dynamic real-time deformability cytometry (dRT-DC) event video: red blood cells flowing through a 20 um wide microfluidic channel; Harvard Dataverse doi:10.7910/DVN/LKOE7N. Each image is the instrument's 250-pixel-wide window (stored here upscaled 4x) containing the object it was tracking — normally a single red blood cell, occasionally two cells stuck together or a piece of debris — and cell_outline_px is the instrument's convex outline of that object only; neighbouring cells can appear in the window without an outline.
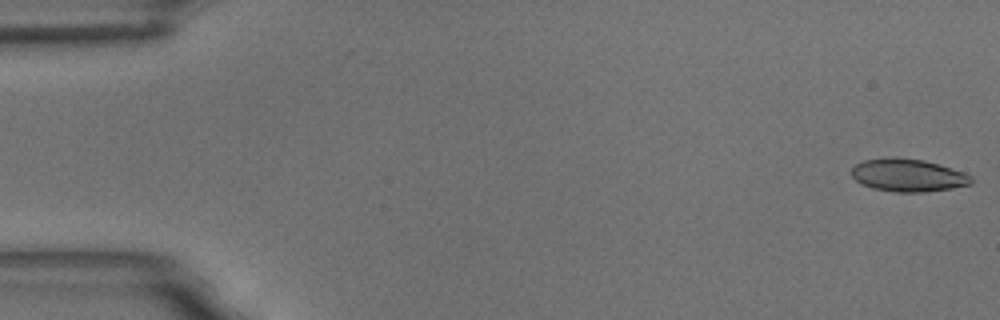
{"species": "common noctule bat (a hibernating species)", "species_latin": "Nyctalus noctula", "temperature_condition": "room temperature", "stored_images_in_passage": 16, "camera_frame_rate_fps": 3000, "um_per_image_px": 0.085, "animal": {"sex": "male", "body_mass_g": 18.8}, "frame": {"image": 1, "passage_image": 1, "time_ms": 0.0, "image_size_px": [1000, 320], "cell_outline_px": [[972, 184], [952, 188], [924, 192], [896, 192], [872, 188], [860, 184], [852, 176], [852, 168], [856, 164], [864, 160], [892, 156], [896, 156], [924, 160], [964, 172], [972, 176]], "centroid_in_image_um": [77.17, 14.89], "position_along_channel_um": 7.8, "area_um2": 23.0}}
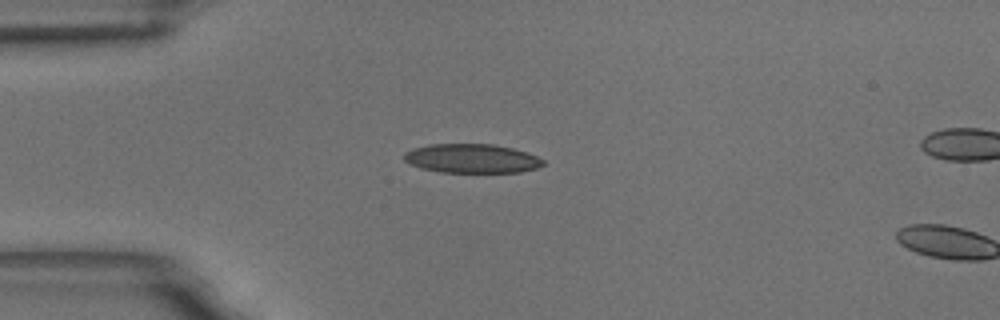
{"frame": {"image": 2, "passage_image": 15, "time_ms": 4.667, "image_size_px": [1000, 320], "cell_outline_px": [[544, 164], [536, 168], [520, 172], [440, 172], [420, 168], [404, 160], [404, 152], [412, 148], [428, 144], [492, 144], [512, 148], [536, 156], [544, 160]], "centroid_in_image_um": [40.06, 13.47], "position_along_channel_um": 44.9, "area_um2": 23.47}}